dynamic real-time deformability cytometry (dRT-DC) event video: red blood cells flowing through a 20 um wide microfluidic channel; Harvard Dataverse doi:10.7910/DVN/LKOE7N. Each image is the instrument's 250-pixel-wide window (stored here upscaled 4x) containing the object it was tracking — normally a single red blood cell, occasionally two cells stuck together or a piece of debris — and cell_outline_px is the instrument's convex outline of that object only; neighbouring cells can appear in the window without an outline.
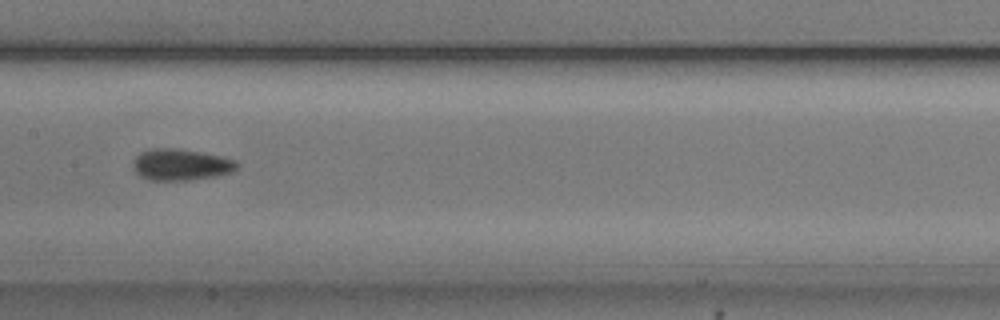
{"species": "common noctule bat (a hibernating species)", "species_latin": "Nyctalus noctula", "temperature_condition": "cold", "stored_images_in_passage": 39, "camera_frame_rate_fps": 3000, "um_per_image_px": 0.085, "animal": {"sex": "male", "body_mass_g": 20.5, "forearm_length_mm": 52.5}, "frame": {"image": 1, "passage_image": 12, "time_ms": 3.667, "image_size_px": [1000, 320], "cell_outline_px": [[240, 168], [232, 172], [220, 176], [188, 180], [148, 180], [140, 176], [132, 168], [132, 160], [140, 152], [148, 148], [180, 148], [220, 156], [236, 160], [240, 164]], "centroid_in_image_um": [15.38, 13.99], "position_along_channel_um": 192.0, "area_um2": 19.54}}
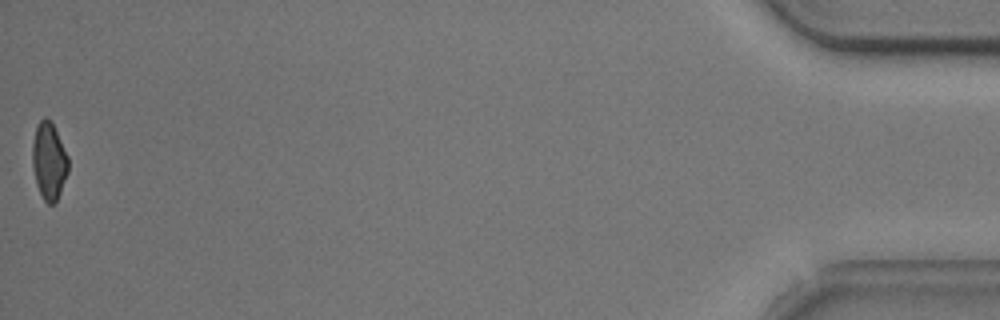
{"frame": {"image": 2, "passage_image": 39, "time_ms": 12.667, "image_size_px": [1000, 320], "cell_outline_px": [[68, 172], [60, 192], [56, 200], [52, 204], [48, 204], [44, 200], [36, 184], [32, 164], [32, 144], [36, 124], [44, 116], [52, 124], [68, 156]], "centroid_in_image_um": [4.14, 13.68], "position_along_channel_um": 431.1, "area_um2": 15.95}, "authors_computed_cell_mechanics": {"area_um2": 17.9758, "velocity_mm_per_s": 3.746, "shape_relaxation_time_tau1_ms": 3.6879, "shape_relaxation_time_tau2_ms": 3.7813, "deformation_change_tau1": 0.091, "deformation_change_tau2": 0.0865}}